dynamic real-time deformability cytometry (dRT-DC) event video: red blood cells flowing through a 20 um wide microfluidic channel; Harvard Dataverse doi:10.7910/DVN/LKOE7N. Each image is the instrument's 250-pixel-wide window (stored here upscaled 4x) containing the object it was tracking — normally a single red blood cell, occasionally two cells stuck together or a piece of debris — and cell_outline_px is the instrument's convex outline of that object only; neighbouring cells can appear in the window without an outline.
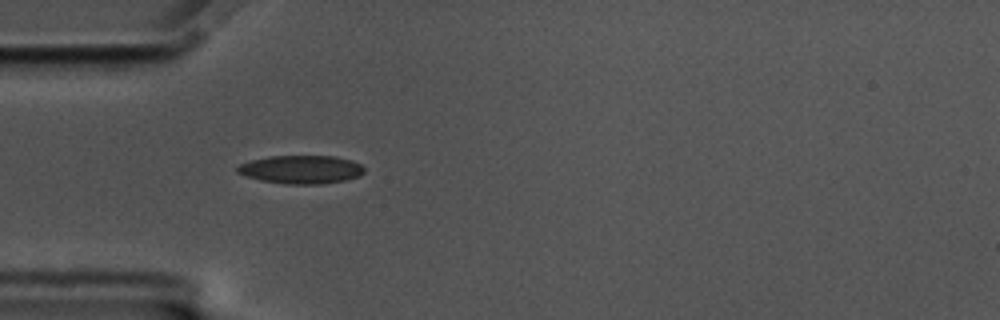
{"species": "common noctule bat (a hibernating species)", "species_latin": "Nyctalus noctula", "temperature_condition": "cold", "stored_images_in_passage": 42, "camera_frame_rate_fps": 3000, "um_per_image_px": 0.085, "animal": {"sex": "male", "body_mass_g": 17.5, "forearm_length_mm": 52.3}, "frame": {"image": 1, "passage_image": 1, "time_ms": 0.0, "image_size_px": [1000, 320], "cell_outline_px": [[364, 172], [360, 176], [344, 180], [320, 184], [288, 184], [260, 180], [244, 176], [236, 172], [236, 168], [240, 164], [252, 160], [268, 156], [336, 156], [352, 160], [360, 164], [364, 168]], "centroid_in_image_um": [25.59, 14.4], "position_along_channel_um": 59.4, "area_um2": 20.98}}
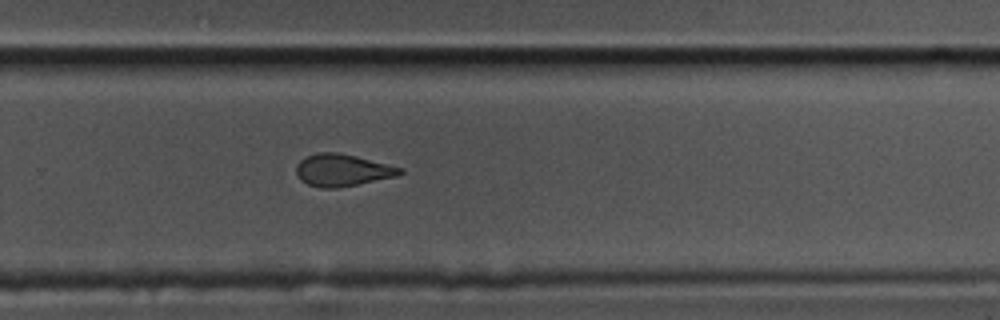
{"frame": {"image": 2, "passage_image": 22, "time_ms": 7.0, "image_size_px": [1000, 320], "cell_outline_px": [[404, 172], [396, 176], [336, 188], [320, 188], [308, 184], [300, 180], [296, 172], [296, 164], [300, 160], [316, 152], [336, 152], [356, 156], [404, 168]], "centroid_in_image_um": [29.08, 14.46], "position_along_channel_um": 300.7, "area_um2": 19.31}}
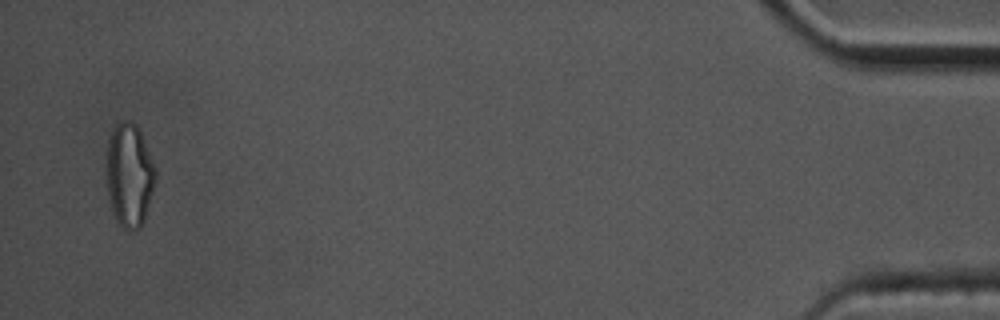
{"frame": {"image": 3, "passage_image": 40, "time_ms": 13.0, "image_size_px": [1000, 320], "cell_outline_px": [[156, 184], [144, 220], [140, 228], [132, 232], [128, 232], [116, 220], [112, 212], [108, 196], [104, 168], [108, 140], [112, 128], [120, 120], [132, 120], [140, 128], [156, 168]], "centroid_in_image_um": [10.98, 14.86], "position_along_channel_um": 424.2, "area_um2": 30.81}, "authors_computed_cell_mechanics": {"area_um2": 20.4034, "velocity_mm_per_s": 3.4858, "shape_relaxation_time_tau1_ms": null, "shape_relaxation_time_tau2_ms": 3.4838, "deformation_change_tau1": null, "deformation_change_tau2": 0.0933}}